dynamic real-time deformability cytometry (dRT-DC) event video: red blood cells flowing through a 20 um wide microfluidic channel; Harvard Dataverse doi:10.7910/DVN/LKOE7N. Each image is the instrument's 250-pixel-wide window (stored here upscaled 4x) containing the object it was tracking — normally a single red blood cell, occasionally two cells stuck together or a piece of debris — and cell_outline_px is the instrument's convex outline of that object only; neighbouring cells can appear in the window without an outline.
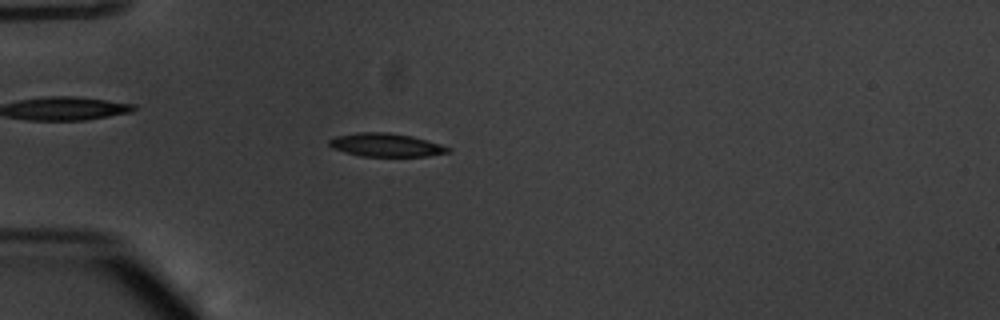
{"species": "common noctule bat (a hibernating species)", "species_latin": "Nyctalus noctula", "temperature_condition": "warm", "stored_images_in_passage": 54, "camera_frame_rate_fps": 3000, "um_per_image_px": 0.085, "animal": {"sex": "male", "body_mass_g": 20.1, "forearm_length_mm": 53.5}, "frame": {"image": 1, "passage_image": 16, "time_ms": 5.0, "image_size_px": [1000, 320], "cell_outline_px": [[452, 152], [428, 156], [360, 156], [344, 152], [332, 148], [328, 144], [328, 140], [336, 136], [356, 132], [388, 132], [412, 136], [440, 144], [452, 148]], "centroid_in_image_um": [32.81, 12.32], "position_along_channel_um": 52.2, "area_um2": 16.3}}
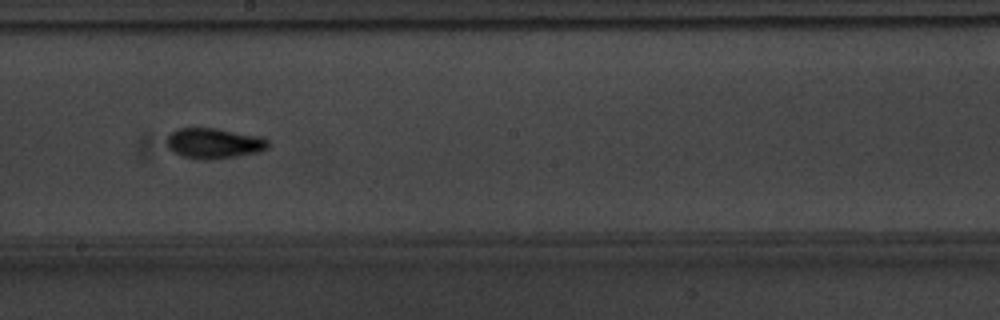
{"frame": {"image": 2, "passage_image": 31, "time_ms": 10.0, "image_size_px": [1000, 320], "cell_outline_px": [[272, 144], [268, 148], [260, 152], [236, 156], [208, 160], [180, 156], [168, 148], [168, 136], [172, 132], [180, 128], [216, 128], [260, 136], [268, 140]], "centroid_in_image_um": [18.24, 12.18], "position_along_channel_um": 230.0, "area_um2": 17.98}}
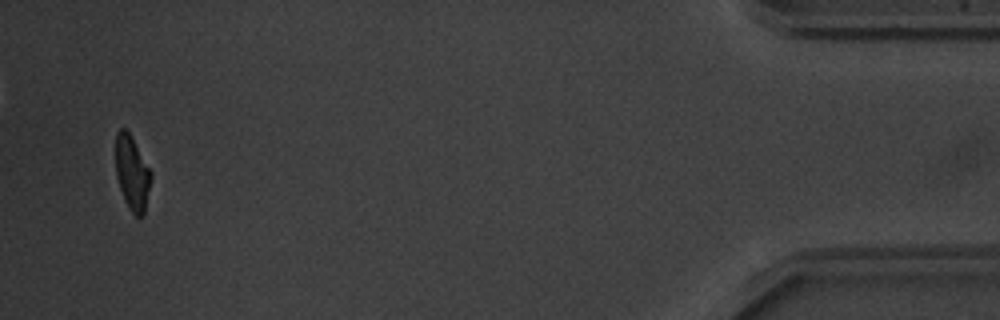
{"frame": {"image": 3, "passage_image": 52, "time_ms": 17.0, "image_size_px": [1000, 320], "cell_outline_px": [[152, 176], [144, 216], [136, 216], [132, 212], [124, 200], [116, 176], [116, 132], [120, 128], [124, 128], [132, 136], [152, 172]], "centroid_in_image_um": [11.24, 14.69], "position_along_channel_um": 424.0, "area_um2": 15.43}, "authors_computed_cell_mechanics": {"area_um2": 16.2129, "velocity_mm_per_s": 3.8413, "shape_relaxation_time_tau1_ms": 2.0465, "shape_relaxation_time_tau2_ms": 1.7303, "deformation_change_tau1": 0.1685, "deformation_change_tau2": 0.0866}}